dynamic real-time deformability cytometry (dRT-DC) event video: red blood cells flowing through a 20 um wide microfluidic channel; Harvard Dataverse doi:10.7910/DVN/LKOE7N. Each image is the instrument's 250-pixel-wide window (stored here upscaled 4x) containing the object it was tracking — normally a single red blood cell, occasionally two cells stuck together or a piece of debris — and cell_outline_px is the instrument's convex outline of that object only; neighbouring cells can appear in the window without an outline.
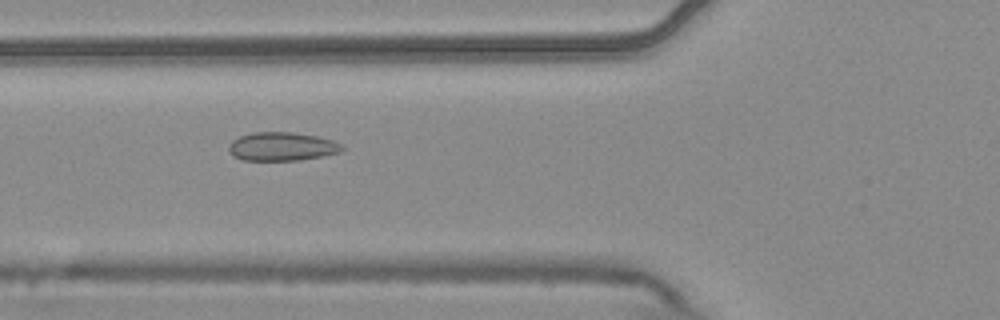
{"species": "common noctule bat (a hibernating species)", "species_latin": "Nyctalus noctula", "temperature_condition": "warm", "stored_images_in_passage": 7, "camera_frame_rate_fps": 3000, "um_per_image_px": 0.085, "animal": {"sex": "male", "body_mass_g": 20.4}, "frame": {"image": 1, "passage_image": 5, "time_ms": 1.333, "image_size_px": [1000, 320], "cell_outline_px": [[344, 148], [340, 152], [320, 156], [296, 160], [244, 160], [232, 156], [228, 148], [228, 144], [232, 140], [240, 136], [252, 132], [292, 132], [316, 136], [332, 140], [340, 144]], "centroid_in_image_um": [23.91, 12.44], "position_along_channel_um": 101.9, "area_um2": 18.73}}
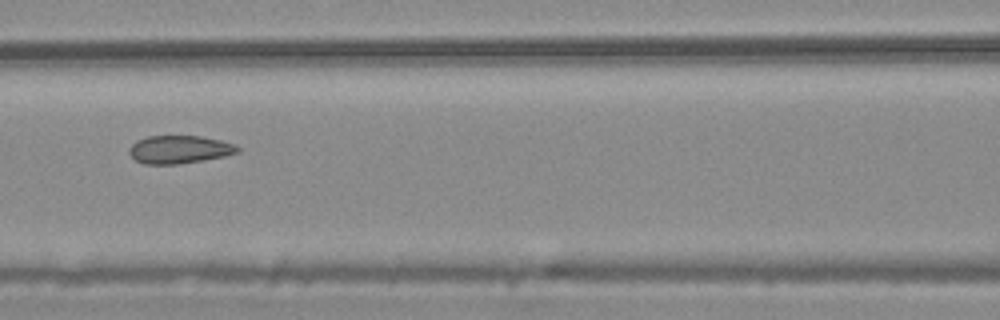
{"frame": {"image": 2, "passage_image": 6, "time_ms": 1.667, "image_size_px": [1000, 320], "cell_outline_px": [[240, 152], [224, 156], [204, 160], [180, 164], [144, 164], [136, 160], [128, 152], [128, 148], [136, 140], [148, 136], [200, 136], [220, 140], [236, 144], [240, 148]], "centroid_in_image_um": [15.25, 12.7], "position_along_channel_um": 151.3, "area_um2": 17.8}}
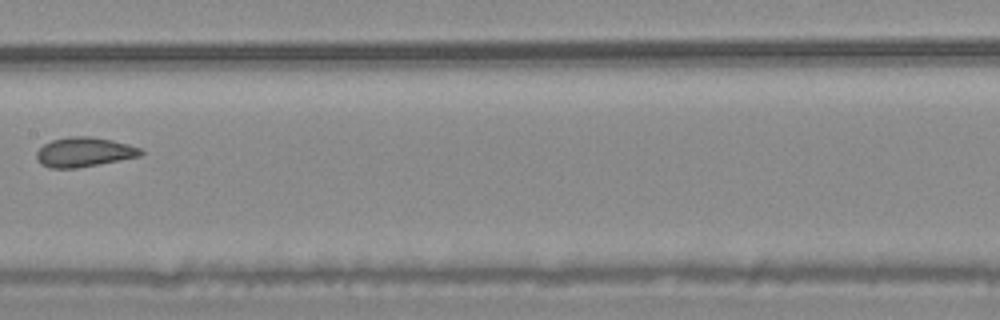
{"frame": {"image": 3, "passage_image": 7, "time_ms": 2.0, "image_size_px": [1000, 320], "cell_outline_px": [[144, 152], [140, 156], [120, 160], [76, 168], [48, 168], [40, 164], [36, 156], [36, 152], [44, 144], [52, 140], [68, 136], [88, 136], [112, 140], [128, 144], [140, 148]], "centroid_in_image_um": [7.13, 12.92], "position_along_channel_um": 200.3, "area_um2": 17.92}}